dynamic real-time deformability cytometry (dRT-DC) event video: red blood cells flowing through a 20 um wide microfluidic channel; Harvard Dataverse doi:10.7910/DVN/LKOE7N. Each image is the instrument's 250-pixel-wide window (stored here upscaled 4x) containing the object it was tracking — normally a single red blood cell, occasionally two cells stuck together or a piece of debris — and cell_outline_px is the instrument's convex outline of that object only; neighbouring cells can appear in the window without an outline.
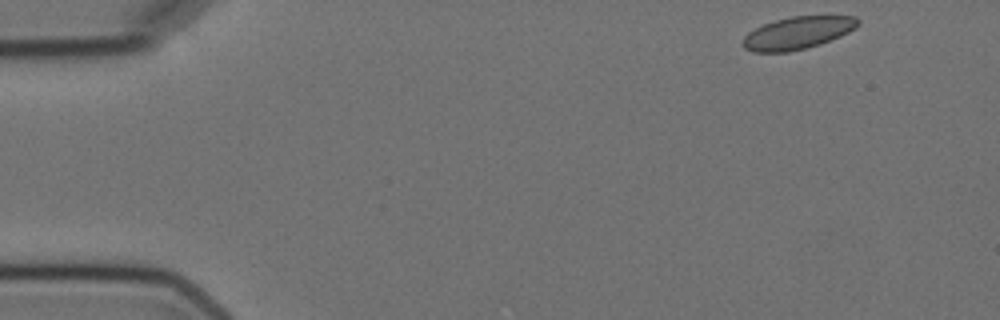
{"species": "Egyptian fruit bat (a non-hibernating species)", "species_latin": "Rousettus aegyptiacus", "temperature_condition": "cold", "stored_images_in_passage": 4, "camera_frame_rate_fps": 3000, "um_per_image_px": 0.085, "animal": {"sex": "female"}, "frame": {"image": 1, "passage_image": 1, "time_ms": 0.0, "image_size_px": [1000, 320], "cell_outline_px": [[860, 24], [856, 28], [840, 36], [820, 44], [788, 52], [752, 52], [744, 48], [740, 44], [744, 36], [748, 32], [764, 24], [776, 20], [792, 16], [856, 16], [860, 20]], "centroid_in_image_um": [67.79, 2.8], "position_along_channel_um": 17.2, "area_um2": 21.79}}
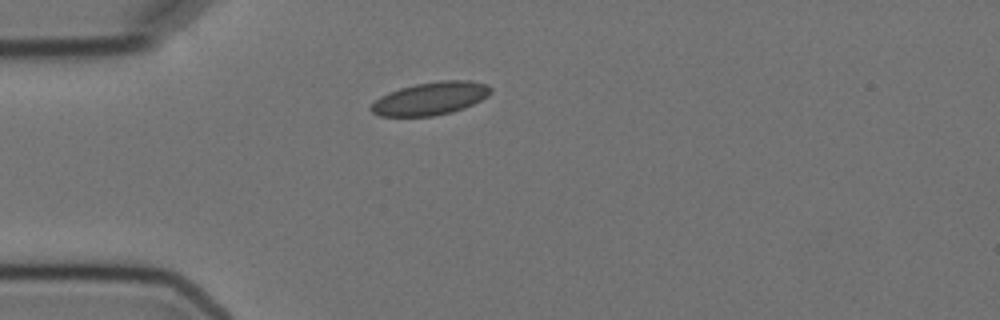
{"frame": {"image": 2, "passage_image": 4, "time_ms": 3.333, "image_size_px": [1000, 320], "cell_outline_px": [[492, 92], [488, 96], [464, 108], [452, 112], [432, 116], [380, 116], [372, 112], [368, 108], [380, 96], [388, 92], [400, 88], [416, 84], [440, 80], [472, 80], [488, 84], [492, 88]], "centroid_in_image_um": [36.61, 8.36], "position_along_channel_um": 48.4, "area_um2": 23.06}}